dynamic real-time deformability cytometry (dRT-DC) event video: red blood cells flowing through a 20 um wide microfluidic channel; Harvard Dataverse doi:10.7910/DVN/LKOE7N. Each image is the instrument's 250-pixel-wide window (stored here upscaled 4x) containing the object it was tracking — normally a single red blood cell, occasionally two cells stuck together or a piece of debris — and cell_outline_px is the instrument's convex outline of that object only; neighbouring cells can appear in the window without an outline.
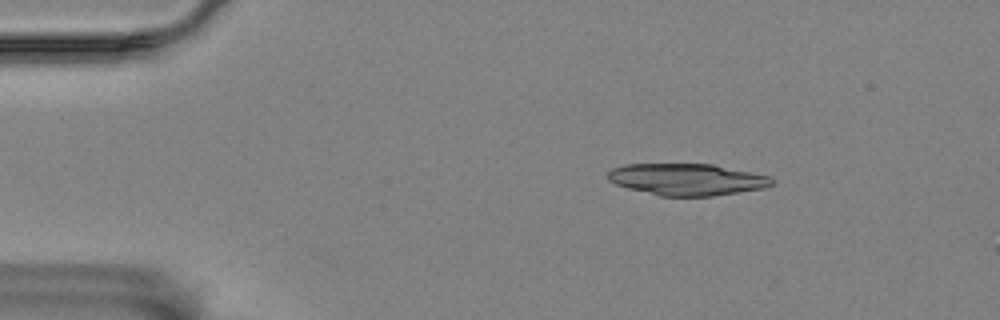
{"species": "Egyptian fruit bat (a non-hibernating species)", "species_latin": "Rousettus aegyptiacus", "temperature_condition": "room temperature", "stored_images_in_passage": 4, "camera_frame_rate_fps": 3000, "um_per_image_px": 0.085, "animal": {"sex": "female"}, "frame": {"image": 1, "passage_image": 1, "time_ms": 0.0, "image_size_px": [1000, 320], "cell_outline_px": [[776, 180], [772, 184], [764, 188], [712, 196], [660, 196], [628, 188], [616, 184], [608, 180], [608, 172], [612, 168], [624, 164], [712, 164], [772, 176]], "centroid_in_image_um": [58.41, 15.25], "position_along_channel_um": 26.6, "area_um2": 30.4}}